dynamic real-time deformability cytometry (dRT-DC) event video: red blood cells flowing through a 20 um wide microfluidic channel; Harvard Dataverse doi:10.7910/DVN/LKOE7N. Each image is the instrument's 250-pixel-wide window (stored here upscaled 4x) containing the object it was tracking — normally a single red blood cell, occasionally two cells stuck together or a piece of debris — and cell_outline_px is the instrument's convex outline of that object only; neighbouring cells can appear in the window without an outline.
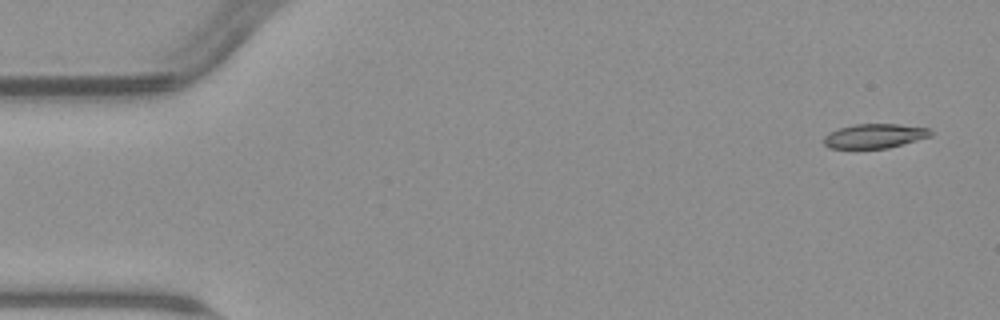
{"species": "common noctule bat (a hibernating species)", "species_latin": "Nyctalus noctula", "temperature_condition": "warm", "stored_images_in_passage": 4, "camera_frame_rate_fps": 3000, "um_per_image_px": 0.085, "animal": {"sex": "male", "body_mass_g": 23.1, "forearm_length_mm": 52.7}, "frame": {"image": 1, "passage_image": 1, "time_ms": 0.0, "image_size_px": [1000, 320], "cell_outline_px": [[932, 136], [888, 148], [828, 148], [824, 144], [824, 136], [828, 132], [840, 128], [856, 124], [900, 124], [928, 128], [932, 132]], "centroid_in_image_um": [74.34, 11.55], "position_along_channel_um": 10.7, "area_um2": 15.14}}
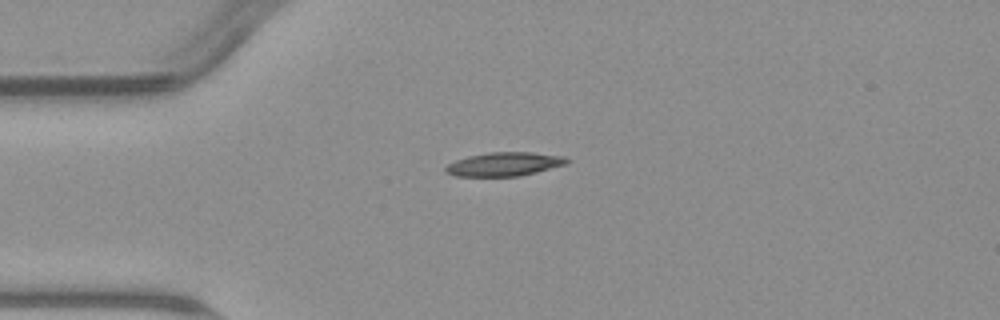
{"frame": {"image": 2, "passage_image": 4, "time_ms": 3.667, "image_size_px": [1000, 320], "cell_outline_px": [[568, 160], [564, 164], [536, 172], [520, 176], [456, 176], [444, 172], [444, 168], [448, 164], [456, 160], [468, 156], [488, 152], [532, 152], [564, 156]], "centroid_in_image_um": [42.81, 13.95], "position_along_channel_um": 42.2, "area_um2": 16.65}}